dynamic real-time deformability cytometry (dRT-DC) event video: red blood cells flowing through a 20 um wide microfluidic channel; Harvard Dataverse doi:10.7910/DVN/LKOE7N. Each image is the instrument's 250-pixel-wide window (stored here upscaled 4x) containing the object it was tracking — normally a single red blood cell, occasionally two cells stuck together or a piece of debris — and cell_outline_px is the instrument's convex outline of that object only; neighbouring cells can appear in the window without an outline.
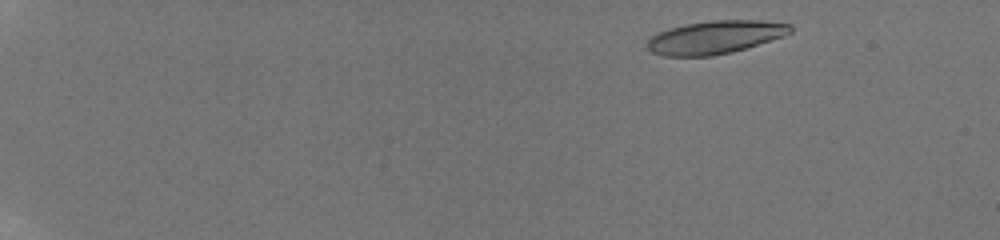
{"species": "human", "species_latin": "Homo sapiens", "temperature_condition": "room temperature", "stored_images_in_passage": 54, "camera_frame_rate_fps": 3000, "um_per_image_px": 0.085, "donor": {"sex": "male"}, "frame": {"image": 1, "passage_image": 5, "time_ms": 1.333, "image_size_px": [1000, 240], "cell_outline_px": [[792, 32], [784, 36], [732, 52], [712, 56], [664, 56], [652, 52], [644, 44], [652, 36], [668, 28], [684, 24], [712, 20], [760, 20], [792, 24]], "centroid_in_image_um": [60.78, 3.16], "position_along_channel_um": 24.2, "area_um2": 27.69}}
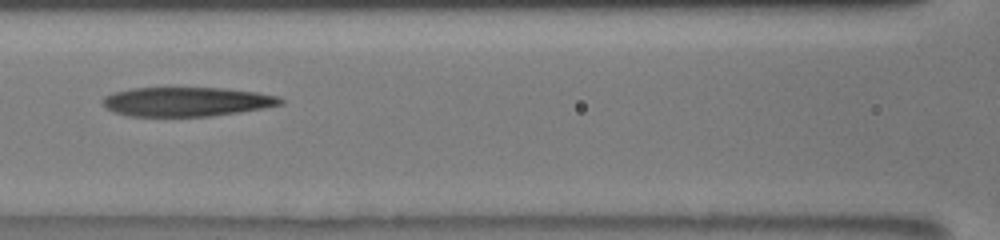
{"frame": {"image": 2, "passage_image": 27, "time_ms": 8.667, "image_size_px": [1000, 240], "cell_outline_px": [[284, 104], [264, 108], [212, 116], [128, 116], [112, 112], [100, 100], [104, 96], [112, 92], [132, 88], [224, 88], [256, 92], [280, 96], [284, 100]], "centroid_in_image_um": [15.86, 8.64], "position_along_channel_um": 150.7, "area_um2": 30.46}}
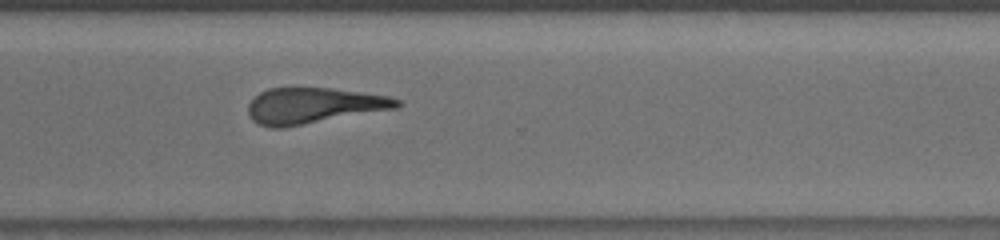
{"frame": {"image": 3, "passage_image": 42, "time_ms": 13.667, "image_size_px": [1000, 240], "cell_outline_px": [[404, 104], [396, 108], [284, 128], [268, 128], [252, 120], [248, 112], [248, 104], [260, 92], [268, 88], [332, 88], [388, 96], [400, 100]], "centroid_in_image_um": [26.64, 8.98], "position_along_channel_um": 344.0, "area_um2": 31.04}, "authors_computed_cell_mechanics": {"area_um2": 30.3739, "velocity_mm_per_s": 3.8716, "shape_relaxation_time_tau1_ms": 9.456, "shape_relaxation_time_tau2_ms": 6.0943, "deformation_change_tau1": 0.2451, "deformation_change_tau2": 0.2353}}